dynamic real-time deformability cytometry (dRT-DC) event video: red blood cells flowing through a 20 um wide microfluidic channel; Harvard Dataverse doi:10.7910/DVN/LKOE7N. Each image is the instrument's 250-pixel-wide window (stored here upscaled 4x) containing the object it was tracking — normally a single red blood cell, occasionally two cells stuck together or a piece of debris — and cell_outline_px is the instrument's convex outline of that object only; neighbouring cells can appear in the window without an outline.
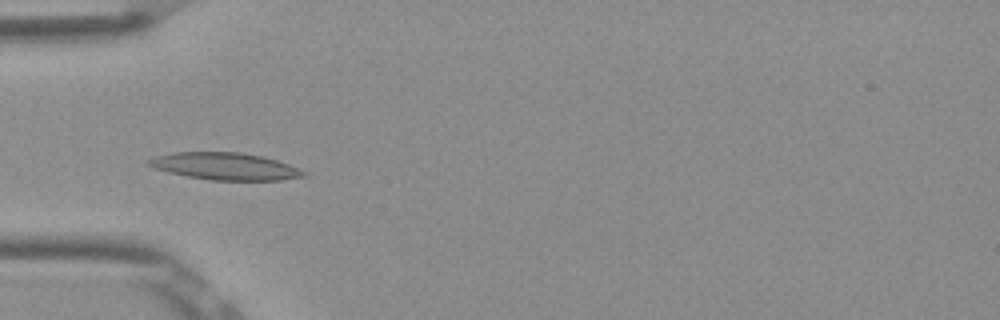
{"species": "Egyptian fruit bat (a non-hibernating species)", "species_latin": "Rousettus aegyptiacus", "temperature_condition": "room temperature", "stored_images_in_passage": 7, "camera_frame_rate_fps": 3000, "um_per_image_px": 0.085, "frame": {"image": 1, "passage_image": 4, "time_ms": 1.0, "image_size_px": [1000, 320], "cell_outline_px": [[308, 176], [280, 180], [212, 180], [188, 176], [168, 172], [152, 168], [144, 164], [148, 160], [156, 156], [172, 152], [240, 152], [264, 156], [300, 168], [308, 172]], "centroid_in_image_um": [19.14, 14.13], "position_along_channel_um": 65.9, "area_um2": 24.74}}
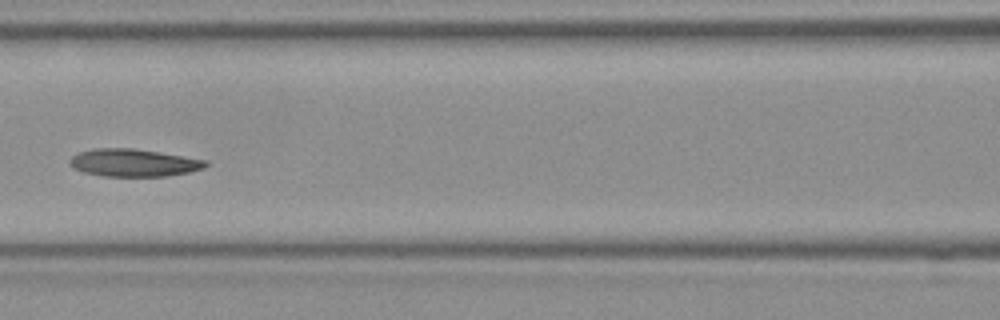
{"frame": {"image": 2, "passage_image": 6, "time_ms": 1.667, "image_size_px": [1000, 320], "cell_outline_px": [[208, 164], [204, 168], [188, 172], [168, 176], [104, 176], [84, 172], [72, 168], [68, 164], [68, 160], [72, 156], [80, 152], [92, 148], [132, 148], [160, 152], [208, 160]], "centroid_in_image_um": [11.34, 13.83], "position_along_channel_um": 155.3, "area_um2": 21.96}}
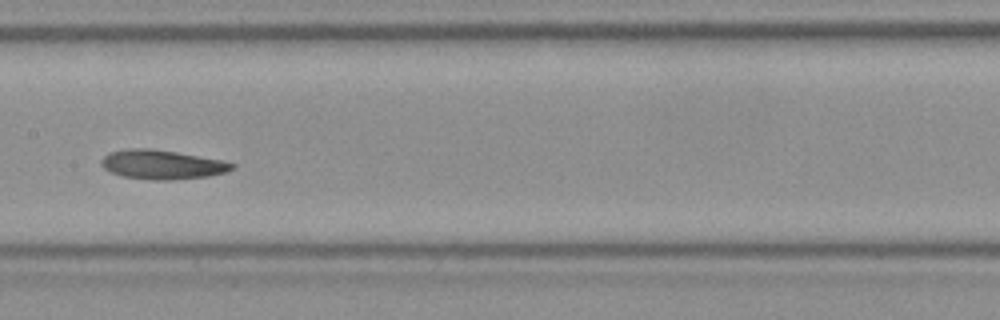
{"frame": {"image": 3, "passage_image": 7, "time_ms": 2.0, "image_size_px": [1000, 320], "cell_outline_px": [[236, 168], [228, 172], [208, 176], [168, 180], [156, 180], [124, 176], [112, 172], [104, 168], [100, 164], [100, 160], [108, 152], [128, 148], [152, 148], [176, 152], [220, 160], [236, 164]], "centroid_in_image_um": [13.78, 13.98], "position_along_channel_um": 193.6, "area_um2": 22.2}}